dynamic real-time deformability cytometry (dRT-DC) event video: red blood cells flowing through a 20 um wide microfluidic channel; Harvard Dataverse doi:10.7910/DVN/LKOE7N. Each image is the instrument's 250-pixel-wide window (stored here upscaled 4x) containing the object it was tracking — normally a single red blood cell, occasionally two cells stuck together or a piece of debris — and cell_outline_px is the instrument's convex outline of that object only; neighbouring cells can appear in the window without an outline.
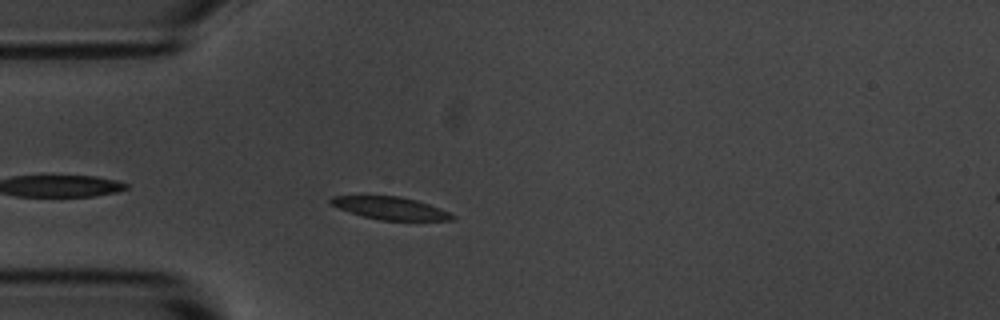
{"species": "common noctule bat (a hibernating species)", "species_latin": "Nyctalus noctula", "temperature_condition": "room temperature", "stored_images_in_passage": 6, "camera_frame_rate_fps": 3000, "um_per_image_px": 0.085, "animal": {"sex": "male", "body_mass_g": 20.1, "forearm_length_mm": 53.5}, "frame": {"image": 1, "passage_image": 2, "time_ms": 0.333, "image_size_px": [1000, 320], "cell_outline_px": [[456, 220], [380, 220], [364, 216], [340, 208], [332, 204], [328, 200], [332, 196], [400, 196], [416, 200], [440, 208], [456, 216]], "centroid_in_image_um": [33.23, 17.69], "position_along_channel_um": 51.8, "area_um2": 15.72}}